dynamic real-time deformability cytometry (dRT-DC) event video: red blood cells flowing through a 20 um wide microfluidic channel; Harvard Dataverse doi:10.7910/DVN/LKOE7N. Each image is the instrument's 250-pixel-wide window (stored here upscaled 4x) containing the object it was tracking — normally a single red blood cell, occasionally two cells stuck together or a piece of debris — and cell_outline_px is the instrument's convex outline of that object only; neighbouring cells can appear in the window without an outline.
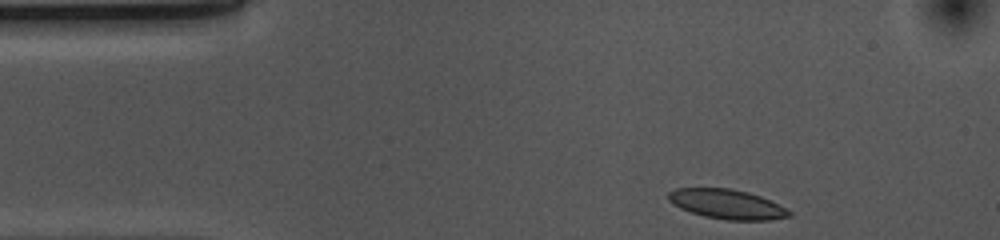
{"species": "common noctule bat (a hibernating species)", "species_latin": "Nyctalus noctula", "temperature_condition": "cold", "stored_images_in_passage": 36, "camera_frame_rate_fps": 3000, "um_per_image_px": 0.085, "animal": {"sex": "female", "body_mass_g": 10.0, "forearm_length_mm": 53.1}, "frame": {"image": 1, "passage_image": 1, "time_ms": 0.0, "image_size_px": [1000, 240], "cell_outline_px": [[792, 216], [768, 220], [728, 220], [704, 216], [680, 208], [668, 200], [668, 192], [676, 188], [732, 188], [748, 192], [760, 196], [792, 212]], "centroid_in_image_um": [61.77, 17.35], "position_along_channel_um": 23.2, "area_um2": 20.63}}
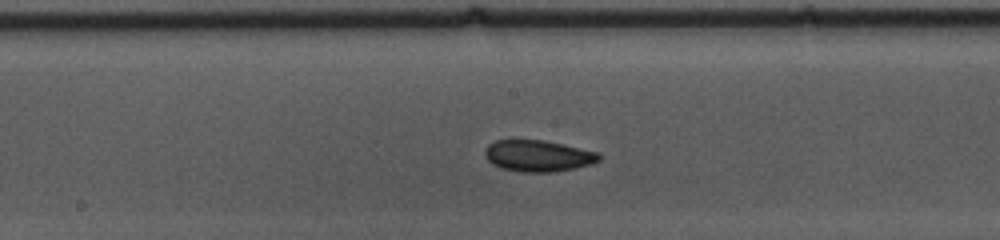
{"frame": {"image": 2, "passage_image": 20, "time_ms": 6.333, "image_size_px": [1000, 240], "cell_outline_px": [[600, 160], [592, 164], [556, 172], [520, 172], [500, 168], [492, 164], [488, 160], [484, 152], [488, 144], [496, 140], [544, 140], [600, 152]], "centroid_in_image_um": [45.75, 13.25], "position_along_channel_um": 202.5, "area_um2": 21.04}}
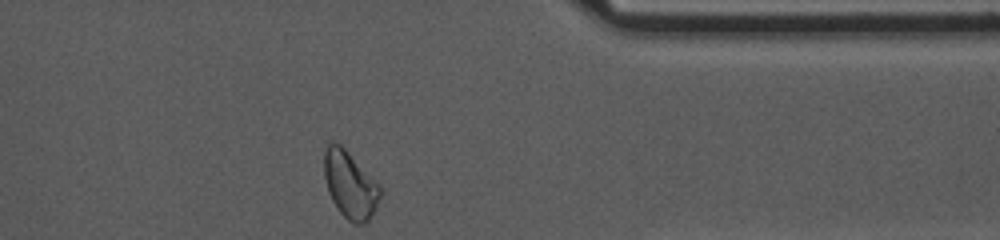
{"frame": {"image": 3, "passage_image": 36, "time_ms": 11.667, "image_size_px": [1000, 240], "cell_outline_px": [[380, 196], [376, 208], [368, 220], [364, 224], [352, 224], [340, 212], [332, 200], [328, 192], [324, 176], [324, 152], [328, 144], [332, 140], [336, 140], [380, 184]], "centroid_in_image_um": [29.74, 15.69], "position_along_channel_um": 381.7, "area_um2": 21.91}, "authors_computed_cell_mechanics": {"area_um2": 20.6635, "velocity_mm_per_s": 3.6684, "shape_relaxation_time_tau1_ms": null, "shape_relaxation_time_tau2_ms": 10.4306, "deformation_change_tau1": null, "deformation_change_tau2": 0.1516}}